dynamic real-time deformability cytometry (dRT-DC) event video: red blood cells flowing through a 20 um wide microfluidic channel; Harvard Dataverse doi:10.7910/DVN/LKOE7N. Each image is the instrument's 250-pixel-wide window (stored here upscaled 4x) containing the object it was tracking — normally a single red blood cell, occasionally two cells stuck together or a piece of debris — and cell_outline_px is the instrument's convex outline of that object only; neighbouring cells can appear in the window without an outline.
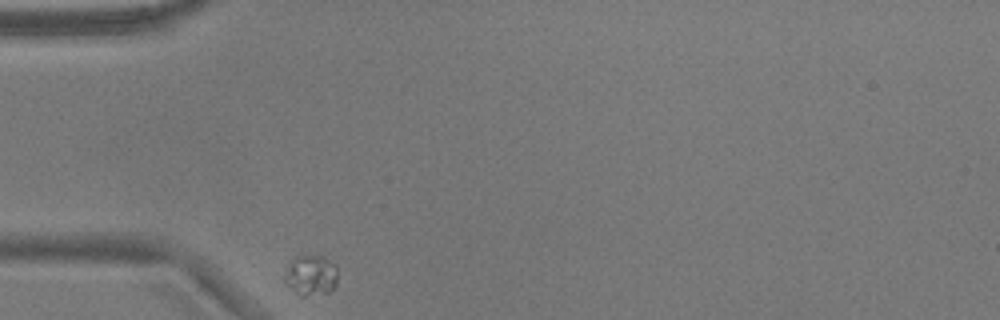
{"species": "common noctule bat (a hibernating species)", "species_latin": "Nyctalus noctula", "temperature_condition": "warm", "stored_images_in_passage": 35, "camera_frame_rate_fps": 3000, "um_per_image_px": 0.085, "animal": {"sex": "male", "body_mass_g": 17.9}, "frame": {"image": 1, "passage_image": 1, "time_ms": 0.0, "image_size_px": [1000, 320], "cell_outline_px": [[336, 284], [332, 292], [304, 296], [300, 296], [284, 280], [284, 276], [292, 260], [296, 256], [324, 256], [336, 264]], "centroid_in_image_um": [26.47, 23.4], "position_along_channel_um": 58.5, "area_um2": 12.37}}
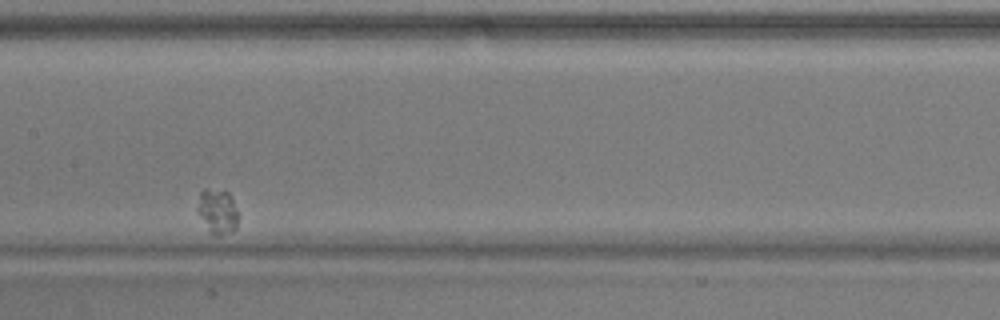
{"frame": {"image": 2, "passage_image": 16, "time_ms": 5.0, "image_size_px": [1000, 320], "cell_outline_px": [[240, 216], [236, 228], [232, 232], [220, 236], [216, 236], [208, 232], [196, 212], [196, 208], [200, 192], [204, 188], [228, 192]], "centroid_in_image_um": [18.47, 18.01], "position_along_channel_um": 188.9, "area_um2": 11.04}}
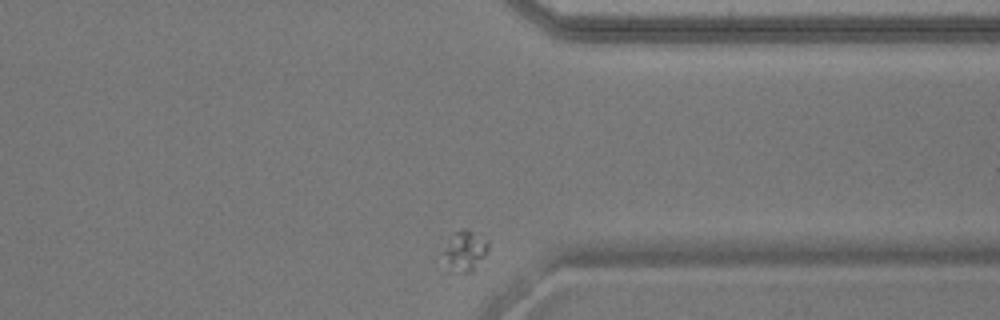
{"frame": {"image": 3, "passage_image": 35, "time_ms": 11.333, "image_size_px": [1000, 320], "cell_outline_px": [[488, 252], [472, 272], [448, 272], [444, 252], [448, 236], [464, 228], [468, 228], [488, 240]], "centroid_in_image_um": [39.52, 21.32], "position_along_channel_um": 371.9, "area_um2": 10.75}}